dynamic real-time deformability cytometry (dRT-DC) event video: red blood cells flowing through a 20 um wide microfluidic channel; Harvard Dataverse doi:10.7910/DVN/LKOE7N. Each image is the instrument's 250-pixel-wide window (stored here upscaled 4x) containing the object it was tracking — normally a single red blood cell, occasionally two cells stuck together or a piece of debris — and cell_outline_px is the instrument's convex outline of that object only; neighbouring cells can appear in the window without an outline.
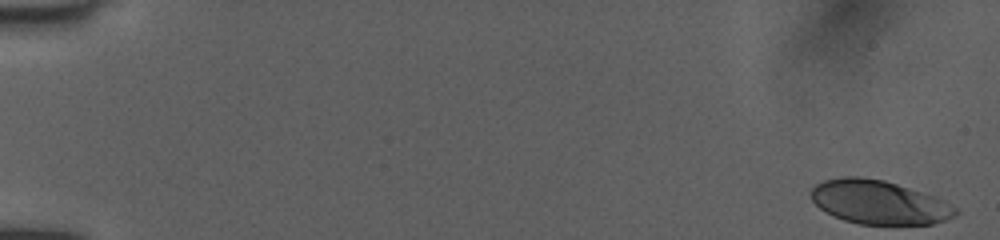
{"species": "human", "species_latin": "Homo sapiens", "temperature_condition": "room temperature", "stored_images_in_passage": 51, "camera_frame_rate_fps": 3000, "um_per_image_px": 0.085, "donor": {"sex": "female"}, "frame": {"image": 1, "passage_image": 1, "time_ms": 0.0, "image_size_px": [1000, 240], "cell_outline_px": [[960, 212], [956, 216], [932, 224], [860, 224], [844, 220], [832, 216], [820, 208], [812, 200], [812, 188], [816, 184], [824, 180], [844, 176], [856, 176], [884, 180], [944, 200], [956, 208]], "centroid_in_image_um": [74.7, 17.2], "position_along_channel_um": 10.3, "area_um2": 36.59}}
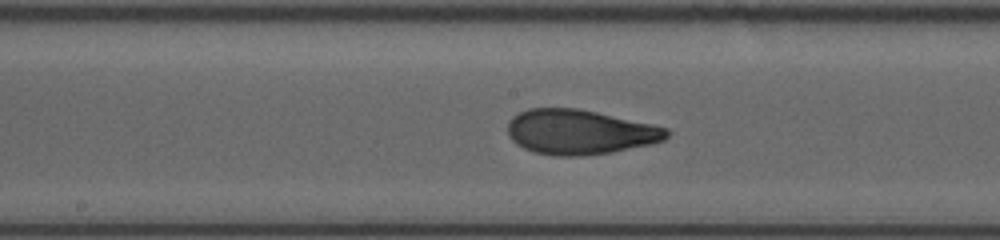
{"frame": {"image": 2, "passage_image": 28, "time_ms": 9.0, "image_size_px": [1000, 240], "cell_outline_px": [[672, 132], [664, 140], [652, 144], [612, 152], [580, 156], [556, 156], [532, 152], [516, 144], [508, 136], [508, 120], [512, 116], [528, 108], [576, 108], [596, 112], [652, 124], [668, 128]], "centroid_in_image_um": [49.27, 11.23], "position_along_channel_um": 198.9, "area_um2": 41.73}}
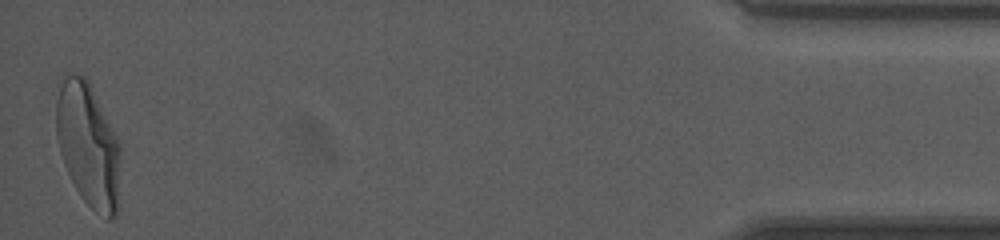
{"frame": {"image": 3, "passage_image": 51, "time_ms": 16.667, "image_size_px": [1000, 240], "cell_outline_px": [[120, 156], [116, 216], [112, 220], [108, 220], [92, 208], [80, 196], [64, 164], [60, 152], [56, 136], [56, 100], [60, 76], [64, 72], [84, 76], [88, 80], [120, 144]], "centroid_in_image_um": [7.46, 12.27], "position_along_channel_um": 427.7, "area_um2": 46.3}, "authors_computed_cell_mechanics": {"area_um2": 40.9802, "velocity_mm_per_s": 4.0286, "shape_relaxation_time_tau1_ms": 5.5146, "shape_relaxation_time_tau2_ms": 1.0017, "deformation_change_tau1": 0.2135, "deformation_change_tau2": 0.0678}}